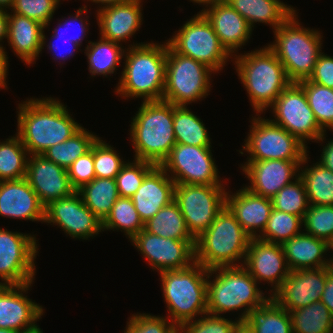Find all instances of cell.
I'll return each mask as SVG.
<instances>
[{"label":"cell","instance_id":"cell-1","mask_svg":"<svg viewBox=\"0 0 333 333\" xmlns=\"http://www.w3.org/2000/svg\"><path fill=\"white\" fill-rule=\"evenodd\" d=\"M66 108L64 103L52 97L28 98L19 103L16 134L29 155L43 154L82 127Z\"/></svg>","mask_w":333,"mask_h":333},{"label":"cell","instance_id":"cell-2","mask_svg":"<svg viewBox=\"0 0 333 333\" xmlns=\"http://www.w3.org/2000/svg\"><path fill=\"white\" fill-rule=\"evenodd\" d=\"M126 53V54H125ZM167 40L160 43H134L125 48V66L115 94L122 98L161 101L165 88Z\"/></svg>","mask_w":333,"mask_h":333},{"label":"cell","instance_id":"cell-3","mask_svg":"<svg viewBox=\"0 0 333 333\" xmlns=\"http://www.w3.org/2000/svg\"><path fill=\"white\" fill-rule=\"evenodd\" d=\"M130 124L134 159L160 166L175 146L174 105L163 100L143 102Z\"/></svg>","mask_w":333,"mask_h":333},{"label":"cell","instance_id":"cell-4","mask_svg":"<svg viewBox=\"0 0 333 333\" xmlns=\"http://www.w3.org/2000/svg\"><path fill=\"white\" fill-rule=\"evenodd\" d=\"M210 277L215 278L211 281ZM269 298L270 296H265L258 282L243 266L217 267L208 271L209 314L221 315L241 310L237 319L245 320L252 309L262 306Z\"/></svg>","mask_w":333,"mask_h":333},{"label":"cell","instance_id":"cell-5","mask_svg":"<svg viewBox=\"0 0 333 333\" xmlns=\"http://www.w3.org/2000/svg\"><path fill=\"white\" fill-rule=\"evenodd\" d=\"M260 49V50H259ZM250 53L233 55L236 72L245 87L256 115L274 103L291 83L274 52L265 46Z\"/></svg>","mask_w":333,"mask_h":333},{"label":"cell","instance_id":"cell-6","mask_svg":"<svg viewBox=\"0 0 333 333\" xmlns=\"http://www.w3.org/2000/svg\"><path fill=\"white\" fill-rule=\"evenodd\" d=\"M209 269L194 262L181 270L160 272L167 318L180 328L185 322L207 313V276Z\"/></svg>","mask_w":333,"mask_h":333},{"label":"cell","instance_id":"cell-7","mask_svg":"<svg viewBox=\"0 0 333 333\" xmlns=\"http://www.w3.org/2000/svg\"><path fill=\"white\" fill-rule=\"evenodd\" d=\"M300 23L295 12L273 31L274 42L267 44L280 60L291 83L309 79L322 53V33Z\"/></svg>","mask_w":333,"mask_h":333},{"label":"cell","instance_id":"cell-8","mask_svg":"<svg viewBox=\"0 0 333 333\" xmlns=\"http://www.w3.org/2000/svg\"><path fill=\"white\" fill-rule=\"evenodd\" d=\"M250 239L225 206L208 229L196 238L195 262L209 270L242 266Z\"/></svg>","mask_w":333,"mask_h":333},{"label":"cell","instance_id":"cell-9","mask_svg":"<svg viewBox=\"0 0 333 333\" xmlns=\"http://www.w3.org/2000/svg\"><path fill=\"white\" fill-rule=\"evenodd\" d=\"M214 71L207 65L175 52L167 42L165 88L162 100L188 106L206 98Z\"/></svg>","mask_w":333,"mask_h":333},{"label":"cell","instance_id":"cell-10","mask_svg":"<svg viewBox=\"0 0 333 333\" xmlns=\"http://www.w3.org/2000/svg\"><path fill=\"white\" fill-rule=\"evenodd\" d=\"M167 42L178 54L207 65L215 73L221 71L228 59L233 57L200 11L187 20Z\"/></svg>","mask_w":333,"mask_h":333},{"label":"cell","instance_id":"cell-11","mask_svg":"<svg viewBox=\"0 0 333 333\" xmlns=\"http://www.w3.org/2000/svg\"><path fill=\"white\" fill-rule=\"evenodd\" d=\"M250 132L242 150L249 153L247 161L303 160L308 146L283 127L269 119L252 116Z\"/></svg>","mask_w":333,"mask_h":333},{"label":"cell","instance_id":"cell-12","mask_svg":"<svg viewBox=\"0 0 333 333\" xmlns=\"http://www.w3.org/2000/svg\"><path fill=\"white\" fill-rule=\"evenodd\" d=\"M225 185L176 184L174 200L190 234L196 239L226 206Z\"/></svg>","mask_w":333,"mask_h":333},{"label":"cell","instance_id":"cell-13","mask_svg":"<svg viewBox=\"0 0 333 333\" xmlns=\"http://www.w3.org/2000/svg\"><path fill=\"white\" fill-rule=\"evenodd\" d=\"M269 108L274 114V119L270 120L305 145L310 140L325 142L326 132L318 125L304 89L298 83H290Z\"/></svg>","mask_w":333,"mask_h":333},{"label":"cell","instance_id":"cell-14","mask_svg":"<svg viewBox=\"0 0 333 333\" xmlns=\"http://www.w3.org/2000/svg\"><path fill=\"white\" fill-rule=\"evenodd\" d=\"M211 149L176 143L160 167L175 184L224 185Z\"/></svg>","mask_w":333,"mask_h":333},{"label":"cell","instance_id":"cell-15","mask_svg":"<svg viewBox=\"0 0 333 333\" xmlns=\"http://www.w3.org/2000/svg\"><path fill=\"white\" fill-rule=\"evenodd\" d=\"M34 235L0 228V285L34 282L38 244Z\"/></svg>","mask_w":333,"mask_h":333},{"label":"cell","instance_id":"cell-16","mask_svg":"<svg viewBox=\"0 0 333 333\" xmlns=\"http://www.w3.org/2000/svg\"><path fill=\"white\" fill-rule=\"evenodd\" d=\"M131 241L148 265L159 273L185 269L195 262L196 240L164 238L143 229Z\"/></svg>","mask_w":333,"mask_h":333},{"label":"cell","instance_id":"cell-17","mask_svg":"<svg viewBox=\"0 0 333 333\" xmlns=\"http://www.w3.org/2000/svg\"><path fill=\"white\" fill-rule=\"evenodd\" d=\"M45 223L57 225L68 236L87 240L102 229V221L84 204L78 191L45 207Z\"/></svg>","mask_w":333,"mask_h":333},{"label":"cell","instance_id":"cell-18","mask_svg":"<svg viewBox=\"0 0 333 333\" xmlns=\"http://www.w3.org/2000/svg\"><path fill=\"white\" fill-rule=\"evenodd\" d=\"M332 267L290 270L288 277L270 297L289 312L321 301L326 276Z\"/></svg>","mask_w":333,"mask_h":333},{"label":"cell","instance_id":"cell-19","mask_svg":"<svg viewBox=\"0 0 333 333\" xmlns=\"http://www.w3.org/2000/svg\"><path fill=\"white\" fill-rule=\"evenodd\" d=\"M258 282L271 284V296L288 277L289 268L286 262L282 244L251 238L242 265ZM273 290V291H272Z\"/></svg>","mask_w":333,"mask_h":333},{"label":"cell","instance_id":"cell-20","mask_svg":"<svg viewBox=\"0 0 333 333\" xmlns=\"http://www.w3.org/2000/svg\"><path fill=\"white\" fill-rule=\"evenodd\" d=\"M302 161L279 159L246 161L245 164H241V168L251 184L245 187L255 194L272 199L281 188L299 177Z\"/></svg>","mask_w":333,"mask_h":333},{"label":"cell","instance_id":"cell-21","mask_svg":"<svg viewBox=\"0 0 333 333\" xmlns=\"http://www.w3.org/2000/svg\"><path fill=\"white\" fill-rule=\"evenodd\" d=\"M25 178L45 207L52 201L76 192L67 170L47 159L43 154L28 156Z\"/></svg>","mask_w":333,"mask_h":333},{"label":"cell","instance_id":"cell-22","mask_svg":"<svg viewBox=\"0 0 333 333\" xmlns=\"http://www.w3.org/2000/svg\"><path fill=\"white\" fill-rule=\"evenodd\" d=\"M31 284L0 285V328L23 332L37 326L44 309L24 294Z\"/></svg>","mask_w":333,"mask_h":333},{"label":"cell","instance_id":"cell-23","mask_svg":"<svg viewBox=\"0 0 333 333\" xmlns=\"http://www.w3.org/2000/svg\"><path fill=\"white\" fill-rule=\"evenodd\" d=\"M202 9L201 13L210 22L221 44L232 56L238 53L242 45L249 42L254 29L226 0H217Z\"/></svg>","mask_w":333,"mask_h":333},{"label":"cell","instance_id":"cell-24","mask_svg":"<svg viewBox=\"0 0 333 333\" xmlns=\"http://www.w3.org/2000/svg\"><path fill=\"white\" fill-rule=\"evenodd\" d=\"M142 1L132 0L96 10L100 37L118 44L130 40L142 25Z\"/></svg>","mask_w":333,"mask_h":333},{"label":"cell","instance_id":"cell-25","mask_svg":"<svg viewBox=\"0 0 333 333\" xmlns=\"http://www.w3.org/2000/svg\"><path fill=\"white\" fill-rule=\"evenodd\" d=\"M0 216L45 222V206L26 178L0 181Z\"/></svg>","mask_w":333,"mask_h":333},{"label":"cell","instance_id":"cell-26","mask_svg":"<svg viewBox=\"0 0 333 333\" xmlns=\"http://www.w3.org/2000/svg\"><path fill=\"white\" fill-rule=\"evenodd\" d=\"M231 193H226V207L251 238H258L266 228L273 209L271 199L255 194L246 187Z\"/></svg>","mask_w":333,"mask_h":333},{"label":"cell","instance_id":"cell-27","mask_svg":"<svg viewBox=\"0 0 333 333\" xmlns=\"http://www.w3.org/2000/svg\"><path fill=\"white\" fill-rule=\"evenodd\" d=\"M175 185L160 166H155L145 176L136 193L130 197L143 223L174 200Z\"/></svg>","mask_w":333,"mask_h":333},{"label":"cell","instance_id":"cell-28","mask_svg":"<svg viewBox=\"0 0 333 333\" xmlns=\"http://www.w3.org/2000/svg\"><path fill=\"white\" fill-rule=\"evenodd\" d=\"M10 13L7 43L22 62L32 65L46 45L45 26L28 17Z\"/></svg>","mask_w":333,"mask_h":333},{"label":"cell","instance_id":"cell-29","mask_svg":"<svg viewBox=\"0 0 333 333\" xmlns=\"http://www.w3.org/2000/svg\"><path fill=\"white\" fill-rule=\"evenodd\" d=\"M282 247L289 270L333 266L332 259L325 258L331 245L303 231L285 241Z\"/></svg>","mask_w":333,"mask_h":333},{"label":"cell","instance_id":"cell-30","mask_svg":"<svg viewBox=\"0 0 333 333\" xmlns=\"http://www.w3.org/2000/svg\"><path fill=\"white\" fill-rule=\"evenodd\" d=\"M251 28L255 23H265L276 30L284 24L297 10L280 0H226Z\"/></svg>","mask_w":333,"mask_h":333},{"label":"cell","instance_id":"cell-31","mask_svg":"<svg viewBox=\"0 0 333 333\" xmlns=\"http://www.w3.org/2000/svg\"><path fill=\"white\" fill-rule=\"evenodd\" d=\"M308 159L310 157L306 154L300 165L299 177L303 180L309 204L333 206V172L318 162L310 167L303 166L308 164Z\"/></svg>","mask_w":333,"mask_h":333},{"label":"cell","instance_id":"cell-32","mask_svg":"<svg viewBox=\"0 0 333 333\" xmlns=\"http://www.w3.org/2000/svg\"><path fill=\"white\" fill-rule=\"evenodd\" d=\"M144 230L174 240H196L188 231L185 219L175 200L162 207L144 223Z\"/></svg>","mask_w":333,"mask_h":333},{"label":"cell","instance_id":"cell-33","mask_svg":"<svg viewBox=\"0 0 333 333\" xmlns=\"http://www.w3.org/2000/svg\"><path fill=\"white\" fill-rule=\"evenodd\" d=\"M88 43L84 53L87 56L88 70L91 76L103 75L107 77L109 74H114L124 57V46L101 37L99 41H88Z\"/></svg>","mask_w":333,"mask_h":333},{"label":"cell","instance_id":"cell-34","mask_svg":"<svg viewBox=\"0 0 333 333\" xmlns=\"http://www.w3.org/2000/svg\"><path fill=\"white\" fill-rule=\"evenodd\" d=\"M84 204L102 222L109 215L114 203L120 197L115 179L95 178L78 190Z\"/></svg>","mask_w":333,"mask_h":333},{"label":"cell","instance_id":"cell-35","mask_svg":"<svg viewBox=\"0 0 333 333\" xmlns=\"http://www.w3.org/2000/svg\"><path fill=\"white\" fill-rule=\"evenodd\" d=\"M245 321L255 333H292L289 311L271 297L262 306L252 309Z\"/></svg>","mask_w":333,"mask_h":333},{"label":"cell","instance_id":"cell-36","mask_svg":"<svg viewBox=\"0 0 333 333\" xmlns=\"http://www.w3.org/2000/svg\"><path fill=\"white\" fill-rule=\"evenodd\" d=\"M173 129L178 144L212 147L211 138L203 121L187 106L174 105Z\"/></svg>","mask_w":333,"mask_h":333},{"label":"cell","instance_id":"cell-37","mask_svg":"<svg viewBox=\"0 0 333 333\" xmlns=\"http://www.w3.org/2000/svg\"><path fill=\"white\" fill-rule=\"evenodd\" d=\"M98 138L97 135L81 127L69 139L49 147L43 155L67 170L78 157L91 150Z\"/></svg>","mask_w":333,"mask_h":333},{"label":"cell","instance_id":"cell-38","mask_svg":"<svg viewBox=\"0 0 333 333\" xmlns=\"http://www.w3.org/2000/svg\"><path fill=\"white\" fill-rule=\"evenodd\" d=\"M292 333H333V316L321 301L289 312Z\"/></svg>","mask_w":333,"mask_h":333},{"label":"cell","instance_id":"cell-39","mask_svg":"<svg viewBox=\"0 0 333 333\" xmlns=\"http://www.w3.org/2000/svg\"><path fill=\"white\" fill-rule=\"evenodd\" d=\"M27 156V149L17 134L0 142V181L25 178Z\"/></svg>","mask_w":333,"mask_h":333},{"label":"cell","instance_id":"cell-40","mask_svg":"<svg viewBox=\"0 0 333 333\" xmlns=\"http://www.w3.org/2000/svg\"><path fill=\"white\" fill-rule=\"evenodd\" d=\"M103 231L120 230L131 240L144 229V223L131 198L119 197L109 215L102 222ZM115 229V230H114Z\"/></svg>","mask_w":333,"mask_h":333},{"label":"cell","instance_id":"cell-41","mask_svg":"<svg viewBox=\"0 0 333 333\" xmlns=\"http://www.w3.org/2000/svg\"><path fill=\"white\" fill-rule=\"evenodd\" d=\"M306 94L308 104L312 109L320 128L326 132L333 131V89L303 80L298 83Z\"/></svg>","mask_w":333,"mask_h":333},{"label":"cell","instance_id":"cell-42","mask_svg":"<svg viewBox=\"0 0 333 333\" xmlns=\"http://www.w3.org/2000/svg\"><path fill=\"white\" fill-rule=\"evenodd\" d=\"M302 222V218L299 216L272 209L266 228L258 239L283 244L302 232Z\"/></svg>","mask_w":333,"mask_h":333},{"label":"cell","instance_id":"cell-43","mask_svg":"<svg viewBox=\"0 0 333 333\" xmlns=\"http://www.w3.org/2000/svg\"><path fill=\"white\" fill-rule=\"evenodd\" d=\"M273 209L304 218L310 204L303 180L298 177L281 188L271 199Z\"/></svg>","mask_w":333,"mask_h":333},{"label":"cell","instance_id":"cell-44","mask_svg":"<svg viewBox=\"0 0 333 333\" xmlns=\"http://www.w3.org/2000/svg\"><path fill=\"white\" fill-rule=\"evenodd\" d=\"M302 221L305 233L333 244V206L310 205Z\"/></svg>","mask_w":333,"mask_h":333},{"label":"cell","instance_id":"cell-45","mask_svg":"<svg viewBox=\"0 0 333 333\" xmlns=\"http://www.w3.org/2000/svg\"><path fill=\"white\" fill-rule=\"evenodd\" d=\"M155 166L150 162L137 159L126 162L115 177L120 197H132L142 184L145 176Z\"/></svg>","mask_w":333,"mask_h":333},{"label":"cell","instance_id":"cell-46","mask_svg":"<svg viewBox=\"0 0 333 333\" xmlns=\"http://www.w3.org/2000/svg\"><path fill=\"white\" fill-rule=\"evenodd\" d=\"M115 148L100 137L94 143V170L97 178L115 179L126 163Z\"/></svg>","mask_w":333,"mask_h":333},{"label":"cell","instance_id":"cell-47","mask_svg":"<svg viewBox=\"0 0 333 333\" xmlns=\"http://www.w3.org/2000/svg\"><path fill=\"white\" fill-rule=\"evenodd\" d=\"M61 0H15L12 13L38 21L47 29Z\"/></svg>","mask_w":333,"mask_h":333},{"label":"cell","instance_id":"cell-48","mask_svg":"<svg viewBox=\"0 0 333 333\" xmlns=\"http://www.w3.org/2000/svg\"><path fill=\"white\" fill-rule=\"evenodd\" d=\"M124 333H178L179 328L165 316L135 313L129 317Z\"/></svg>","mask_w":333,"mask_h":333},{"label":"cell","instance_id":"cell-49","mask_svg":"<svg viewBox=\"0 0 333 333\" xmlns=\"http://www.w3.org/2000/svg\"><path fill=\"white\" fill-rule=\"evenodd\" d=\"M239 320H228L220 315L203 314L197 320L185 322L180 328V333H232L234 325Z\"/></svg>","mask_w":333,"mask_h":333},{"label":"cell","instance_id":"cell-50","mask_svg":"<svg viewBox=\"0 0 333 333\" xmlns=\"http://www.w3.org/2000/svg\"><path fill=\"white\" fill-rule=\"evenodd\" d=\"M73 188L78 191L96 178L94 170V144L85 155L78 157L67 169Z\"/></svg>","mask_w":333,"mask_h":333},{"label":"cell","instance_id":"cell-51","mask_svg":"<svg viewBox=\"0 0 333 333\" xmlns=\"http://www.w3.org/2000/svg\"><path fill=\"white\" fill-rule=\"evenodd\" d=\"M87 10H88L87 6L84 5L82 8H79V10H77L75 12L76 13L75 16L70 15L69 16L70 18L67 17V19H65L66 17H64V19L62 21H64V20L65 21L62 22V23L58 22V26L56 28H54V30L52 32V33H54V34H52L53 37L69 39L71 42H73V43H75V44H77V45H79L81 47L83 39L85 38V36L89 32V28H87V27H89L88 26L89 25V23H88L89 20L87 19V17H89V16H86L85 17L86 19L84 17H82V16H84L85 12H87ZM74 23H76V24L79 23V27L78 28L80 30V34L78 33V34H76V36H70L69 35L70 37H68L66 35L64 36L65 32L66 33L69 32L68 31V30H70L69 27H71V26L73 27V25H75ZM76 26H78V24ZM61 27H62V30H61ZM63 27L64 28L66 27L64 29V32H62L63 31Z\"/></svg>","mask_w":333,"mask_h":333},{"label":"cell","instance_id":"cell-52","mask_svg":"<svg viewBox=\"0 0 333 333\" xmlns=\"http://www.w3.org/2000/svg\"><path fill=\"white\" fill-rule=\"evenodd\" d=\"M308 80L333 89V56L322 52Z\"/></svg>","mask_w":333,"mask_h":333},{"label":"cell","instance_id":"cell-53","mask_svg":"<svg viewBox=\"0 0 333 333\" xmlns=\"http://www.w3.org/2000/svg\"><path fill=\"white\" fill-rule=\"evenodd\" d=\"M50 38H51V39H49V40H52V39H57V41H59V40H60V41L63 40V43L68 42V43H70V44L72 45V47H71L72 49H69V48L66 49V51H68V52H67L68 54H67V53L65 54V52L63 51L64 53H60V54H59V52H58V54H57V56H56V54H55L54 52H55V51L57 52V50L59 51L60 48H59V46H56L53 42L49 41V42H48V45H46V47H47V49L49 48L48 50H50L51 52L53 51V55H54L53 58H54L55 61H56L57 59L60 58L59 61H60V60H63V62L65 63V59H68V57L70 58V56L73 57L74 54H75V53H74L75 50L78 49V47H80L79 45H77V44L71 42L69 39L53 37V35H52ZM61 42H62V41H61ZM63 43H62V45H64ZM70 44H69V45H70ZM71 45H70V46H71ZM54 49H55V50H54ZM63 54H65V55H63ZM57 57H58V58H57Z\"/></svg>","mask_w":333,"mask_h":333},{"label":"cell","instance_id":"cell-54","mask_svg":"<svg viewBox=\"0 0 333 333\" xmlns=\"http://www.w3.org/2000/svg\"><path fill=\"white\" fill-rule=\"evenodd\" d=\"M321 302L325 304L333 316V267L326 276V284L322 293Z\"/></svg>","mask_w":333,"mask_h":333},{"label":"cell","instance_id":"cell-55","mask_svg":"<svg viewBox=\"0 0 333 333\" xmlns=\"http://www.w3.org/2000/svg\"><path fill=\"white\" fill-rule=\"evenodd\" d=\"M327 142L325 146L323 145V151L318 163L333 172V139Z\"/></svg>","mask_w":333,"mask_h":333},{"label":"cell","instance_id":"cell-56","mask_svg":"<svg viewBox=\"0 0 333 333\" xmlns=\"http://www.w3.org/2000/svg\"><path fill=\"white\" fill-rule=\"evenodd\" d=\"M5 47H0V88L7 89V73H8V56H7V52L5 51Z\"/></svg>","mask_w":333,"mask_h":333},{"label":"cell","instance_id":"cell-57","mask_svg":"<svg viewBox=\"0 0 333 333\" xmlns=\"http://www.w3.org/2000/svg\"><path fill=\"white\" fill-rule=\"evenodd\" d=\"M8 11L0 8V47H4L1 42L8 36Z\"/></svg>","mask_w":333,"mask_h":333},{"label":"cell","instance_id":"cell-58","mask_svg":"<svg viewBox=\"0 0 333 333\" xmlns=\"http://www.w3.org/2000/svg\"><path fill=\"white\" fill-rule=\"evenodd\" d=\"M232 333H255V331L245 320H239L234 325Z\"/></svg>","mask_w":333,"mask_h":333},{"label":"cell","instance_id":"cell-59","mask_svg":"<svg viewBox=\"0 0 333 333\" xmlns=\"http://www.w3.org/2000/svg\"><path fill=\"white\" fill-rule=\"evenodd\" d=\"M87 1H91L93 3H99V8H102V7H105V6H108V5H114V4H119V3H126V2H129V1H132V0H87ZM101 6V7H100Z\"/></svg>","mask_w":333,"mask_h":333},{"label":"cell","instance_id":"cell-60","mask_svg":"<svg viewBox=\"0 0 333 333\" xmlns=\"http://www.w3.org/2000/svg\"><path fill=\"white\" fill-rule=\"evenodd\" d=\"M15 0H0V8L10 10L13 6Z\"/></svg>","mask_w":333,"mask_h":333},{"label":"cell","instance_id":"cell-61","mask_svg":"<svg viewBox=\"0 0 333 333\" xmlns=\"http://www.w3.org/2000/svg\"><path fill=\"white\" fill-rule=\"evenodd\" d=\"M191 2L198 3L199 5L208 6L217 0H190Z\"/></svg>","mask_w":333,"mask_h":333},{"label":"cell","instance_id":"cell-62","mask_svg":"<svg viewBox=\"0 0 333 333\" xmlns=\"http://www.w3.org/2000/svg\"><path fill=\"white\" fill-rule=\"evenodd\" d=\"M39 325H37L35 328H32L30 330H27V331H23V332H20V333H43V330H41L40 327H38Z\"/></svg>","mask_w":333,"mask_h":333},{"label":"cell","instance_id":"cell-63","mask_svg":"<svg viewBox=\"0 0 333 333\" xmlns=\"http://www.w3.org/2000/svg\"><path fill=\"white\" fill-rule=\"evenodd\" d=\"M0 333H20V332L12 329L0 328Z\"/></svg>","mask_w":333,"mask_h":333},{"label":"cell","instance_id":"cell-64","mask_svg":"<svg viewBox=\"0 0 333 333\" xmlns=\"http://www.w3.org/2000/svg\"><path fill=\"white\" fill-rule=\"evenodd\" d=\"M331 250L333 251V244L331 245ZM332 265H333V256H332Z\"/></svg>","mask_w":333,"mask_h":333}]
</instances>
